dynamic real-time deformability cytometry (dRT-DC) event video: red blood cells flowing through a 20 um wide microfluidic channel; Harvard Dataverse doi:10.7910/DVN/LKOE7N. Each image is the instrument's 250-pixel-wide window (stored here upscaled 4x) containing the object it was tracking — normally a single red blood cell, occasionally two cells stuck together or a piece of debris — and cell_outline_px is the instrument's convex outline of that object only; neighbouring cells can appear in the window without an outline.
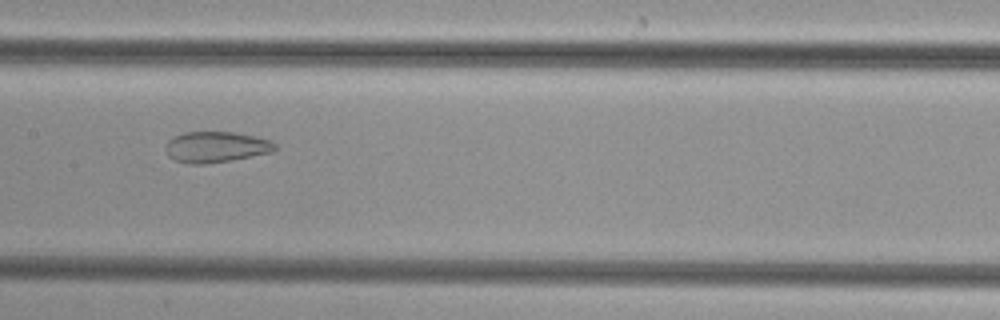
{"species": "common noctule bat (a hibernating species)", "species_latin": "Nyctalus noctula", "temperature_condition": "cold", "stored_images_in_passage": 37, "camera_frame_rate_fps": 3000, "um_per_image_px": 0.085, "animal": {"sex": "female", "body_mass_g": 29.2, "forearm_length_mm": 56.3}, "frame": {"image": 1, "passage_image": 12, "time_ms": 3.667, "image_size_px": [1000, 320], "cell_outline_px": [[276, 148], [272, 152], [232, 160], [204, 164], [188, 164], [176, 160], [168, 156], [164, 148], [168, 140], [184, 132], [232, 132], [272, 140], [276, 144]], "centroid_in_image_um": [18.34, 12.5], "position_along_channel_um": 189.1, "area_um2": 19.65}}
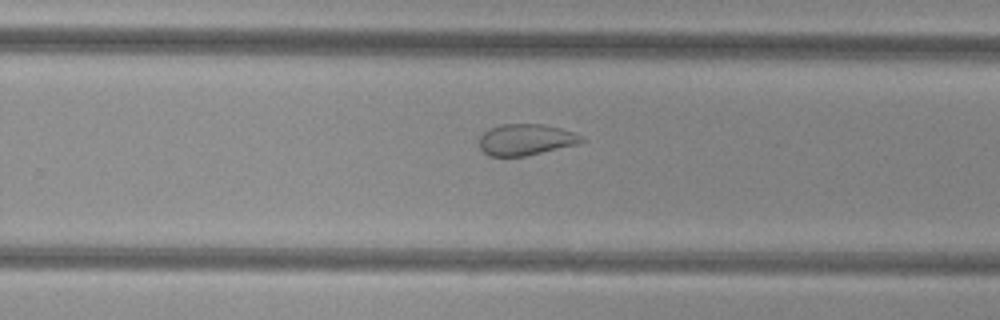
{"frame": {"image": 2, "passage_image": 19, "time_ms": 6.0, "image_size_px": [1000, 320], "cell_outline_px": [[588, 140], [576, 144], [524, 156], [488, 156], [480, 148], [480, 136], [488, 128], [500, 124], [544, 124], [576, 132], [584, 136]], "centroid_in_image_um": [44.72, 11.85], "position_along_channel_um": 285.1, "area_um2": 18.73}}
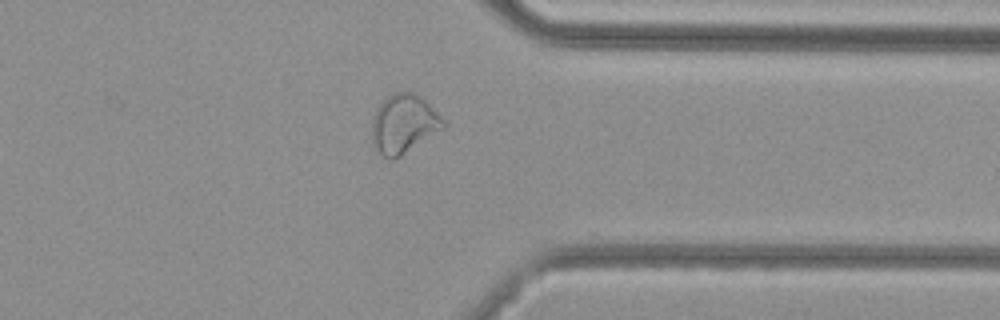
{"frame": {"image": 3, "passage_image": 26, "time_ms": 8.333, "image_size_px": [1000, 320], "cell_outline_px": [[444, 128], [400, 156], [392, 160], [388, 160], [372, 148], [372, 116], [380, 100], [392, 92], [412, 92], [420, 96], [444, 120]], "centroid_in_image_um": [34.24, 10.53], "position_along_channel_um": 377.2, "area_um2": 24.68}}